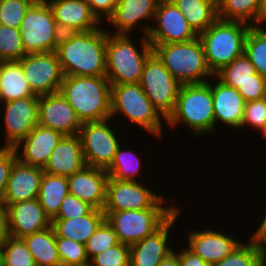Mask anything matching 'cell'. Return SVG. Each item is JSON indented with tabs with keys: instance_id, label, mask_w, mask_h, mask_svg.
<instances>
[{
	"instance_id": "cell-1",
	"label": "cell",
	"mask_w": 266,
	"mask_h": 266,
	"mask_svg": "<svg viewBox=\"0 0 266 266\" xmlns=\"http://www.w3.org/2000/svg\"><path fill=\"white\" fill-rule=\"evenodd\" d=\"M107 31L98 27L61 35L56 54L64 76H106Z\"/></svg>"
},
{
	"instance_id": "cell-2",
	"label": "cell",
	"mask_w": 266,
	"mask_h": 266,
	"mask_svg": "<svg viewBox=\"0 0 266 266\" xmlns=\"http://www.w3.org/2000/svg\"><path fill=\"white\" fill-rule=\"evenodd\" d=\"M59 92L81 123L111 118V84L106 76H64Z\"/></svg>"
},
{
	"instance_id": "cell-3",
	"label": "cell",
	"mask_w": 266,
	"mask_h": 266,
	"mask_svg": "<svg viewBox=\"0 0 266 266\" xmlns=\"http://www.w3.org/2000/svg\"><path fill=\"white\" fill-rule=\"evenodd\" d=\"M140 46L138 51L127 34L107 32L106 77L111 85L140 83L145 61L153 52L147 36Z\"/></svg>"
},
{
	"instance_id": "cell-4",
	"label": "cell",
	"mask_w": 266,
	"mask_h": 266,
	"mask_svg": "<svg viewBox=\"0 0 266 266\" xmlns=\"http://www.w3.org/2000/svg\"><path fill=\"white\" fill-rule=\"evenodd\" d=\"M211 82L181 85L173 113L166 120L170 127L186 125L200 136L215 130Z\"/></svg>"
},
{
	"instance_id": "cell-5",
	"label": "cell",
	"mask_w": 266,
	"mask_h": 266,
	"mask_svg": "<svg viewBox=\"0 0 266 266\" xmlns=\"http://www.w3.org/2000/svg\"><path fill=\"white\" fill-rule=\"evenodd\" d=\"M252 24L218 18L199 34L207 65L213 74L244 54L246 37Z\"/></svg>"
},
{
	"instance_id": "cell-6",
	"label": "cell",
	"mask_w": 266,
	"mask_h": 266,
	"mask_svg": "<svg viewBox=\"0 0 266 266\" xmlns=\"http://www.w3.org/2000/svg\"><path fill=\"white\" fill-rule=\"evenodd\" d=\"M151 45L164 66L181 85L206 83L208 80L205 78L211 79L214 76L207 65L199 37L187 42Z\"/></svg>"
},
{
	"instance_id": "cell-7",
	"label": "cell",
	"mask_w": 266,
	"mask_h": 266,
	"mask_svg": "<svg viewBox=\"0 0 266 266\" xmlns=\"http://www.w3.org/2000/svg\"><path fill=\"white\" fill-rule=\"evenodd\" d=\"M163 196L149 209L104 212L119 243L132 245L155 232L178 207L164 206ZM164 206V207H163Z\"/></svg>"
},
{
	"instance_id": "cell-8",
	"label": "cell",
	"mask_w": 266,
	"mask_h": 266,
	"mask_svg": "<svg viewBox=\"0 0 266 266\" xmlns=\"http://www.w3.org/2000/svg\"><path fill=\"white\" fill-rule=\"evenodd\" d=\"M117 113H123L133 124L157 138L163 134L162 116L139 83L111 85V119Z\"/></svg>"
},
{
	"instance_id": "cell-9",
	"label": "cell",
	"mask_w": 266,
	"mask_h": 266,
	"mask_svg": "<svg viewBox=\"0 0 266 266\" xmlns=\"http://www.w3.org/2000/svg\"><path fill=\"white\" fill-rule=\"evenodd\" d=\"M26 54L56 51L62 33L47 0H35L19 27Z\"/></svg>"
},
{
	"instance_id": "cell-10",
	"label": "cell",
	"mask_w": 266,
	"mask_h": 266,
	"mask_svg": "<svg viewBox=\"0 0 266 266\" xmlns=\"http://www.w3.org/2000/svg\"><path fill=\"white\" fill-rule=\"evenodd\" d=\"M140 86L164 120L173 113L181 84L153 51L143 66Z\"/></svg>"
},
{
	"instance_id": "cell-11",
	"label": "cell",
	"mask_w": 266,
	"mask_h": 266,
	"mask_svg": "<svg viewBox=\"0 0 266 266\" xmlns=\"http://www.w3.org/2000/svg\"><path fill=\"white\" fill-rule=\"evenodd\" d=\"M110 120L82 123L79 136L87 166L106 170L111 165L120 142L108 126Z\"/></svg>"
},
{
	"instance_id": "cell-12",
	"label": "cell",
	"mask_w": 266,
	"mask_h": 266,
	"mask_svg": "<svg viewBox=\"0 0 266 266\" xmlns=\"http://www.w3.org/2000/svg\"><path fill=\"white\" fill-rule=\"evenodd\" d=\"M154 20L155 27L144 25L141 29L151 44L187 42L199 36L171 0L159 2Z\"/></svg>"
},
{
	"instance_id": "cell-13",
	"label": "cell",
	"mask_w": 266,
	"mask_h": 266,
	"mask_svg": "<svg viewBox=\"0 0 266 266\" xmlns=\"http://www.w3.org/2000/svg\"><path fill=\"white\" fill-rule=\"evenodd\" d=\"M32 92L47 95L59 92L64 74L56 51L26 54L19 60Z\"/></svg>"
},
{
	"instance_id": "cell-14",
	"label": "cell",
	"mask_w": 266,
	"mask_h": 266,
	"mask_svg": "<svg viewBox=\"0 0 266 266\" xmlns=\"http://www.w3.org/2000/svg\"><path fill=\"white\" fill-rule=\"evenodd\" d=\"M161 196L139 181H118L108 177L103 212L144 210L151 208Z\"/></svg>"
},
{
	"instance_id": "cell-15",
	"label": "cell",
	"mask_w": 266,
	"mask_h": 266,
	"mask_svg": "<svg viewBox=\"0 0 266 266\" xmlns=\"http://www.w3.org/2000/svg\"><path fill=\"white\" fill-rule=\"evenodd\" d=\"M38 125L66 136L79 134L82 123L65 97L55 92L38 97Z\"/></svg>"
},
{
	"instance_id": "cell-16",
	"label": "cell",
	"mask_w": 266,
	"mask_h": 266,
	"mask_svg": "<svg viewBox=\"0 0 266 266\" xmlns=\"http://www.w3.org/2000/svg\"><path fill=\"white\" fill-rule=\"evenodd\" d=\"M6 144L16 147L38 125V97L3 102Z\"/></svg>"
},
{
	"instance_id": "cell-17",
	"label": "cell",
	"mask_w": 266,
	"mask_h": 266,
	"mask_svg": "<svg viewBox=\"0 0 266 266\" xmlns=\"http://www.w3.org/2000/svg\"><path fill=\"white\" fill-rule=\"evenodd\" d=\"M177 210L151 235L130 245V266H158L173 252L168 246V234L180 215Z\"/></svg>"
},
{
	"instance_id": "cell-18",
	"label": "cell",
	"mask_w": 266,
	"mask_h": 266,
	"mask_svg": "<svg viewBox=\"0 0 266 266\" xmlns=\"http://www.w3.org/2000/svg\"><path fill=\"white\" fill-rule=\"evenodd\" d=\"M9 236L23 238L51 226L38 199L26 200L6 206Z\"/></svg>"
},
{
	"instance_id": "cell-19",
	"label": "cell",
	"mask_w": 266,
	"mask_h": 266,
	"mask_svg": "<svg viewBox=\"0 0 266 266\" xmlns=\"http://www.w3.org/2000/svg\"><path fill=\"white\" fill-rule=\"evenodd\" d=\"M47 3L62 34L90 31L100 25L86 0H48Z\"/></svg>"
},
{
	"instance_id": "cell-20",
	"label": "cell",
	"mask_w": 266,
	"mask_h": 266,
	"mask_svg": "<svg viewBox=\"0 0 266 266\" xmlns=\"http://www.w3.org/2000/svg\"><path fill=\"white\" fill-rule=\"evenodd\" d=\"M44 170L16 159L10 171L2 203L7 206L18 202L37 199Z\"/></svg>"
},
{
	"instance_id": "cell-21",
	"label": "cell",
	"mask_w": 266,
	"mask_h": 266,
	"mask_svg": "<svg viewBox=\"0 0 266 266\" xmlns=\"http://www.w3.org/2000/svg\"><path fill=\"white\" fill-rule=\"evenodd\" d=\"M63 137L64 135L58 131L37 125L14 147L17 159L25 164L44 168L54 148ZM20 149L23 152L20 153Z\"/></svg>"
},
{
	"instance_id": "cell-22",
	"label": "cell",
	"mask_w": 266,
	"mask_h": 266,
	"mask_svg": "<svg viewBox=\"0 0 266 266\" xmlns=\"http://www.w3.org/2000/svg\"><path fill=\"white\" fill-rule=\"evenodd\" d=\"M108 177L105 169L85 166L81 171L67 177L69 193L93 208L102 210Z\"/></svg>"
},
{
	"instance_id": "cell-23",
	"label": "cell",
	"mask_w": 266,
	"mask_h": 266,
	"mask_svg": "<svg viewBox=\"0 0 266 266\" xmlns=\"http://www.w3.org/2000/svg\"><path fill=\"white\" fill-rule=\"evenodd\" d=\"M188 249L210 265L218 263L231 254L242 242H238L220 231H191L188 235Z\"/></svg>"
},
{
	"instance_id": "cell-24",
	"label": "cell",
	"mask_w": 266,
	"mask_h": 266,
	"mask_svg": "<svg viewBox=\"0 0 266 266\" xmlns=\"http://www.w3.org/2000/svg\"><path fill=\"white\" fill-rule=\"evenodd\" d=\"M86 165L79 134L64 136L51 153L44 172L69 177Z\"/></svg>"
},
{
	"instance_id": "cell-25",
	"label": "cell",
	"mask_w": 266,
	"mask_h": 266,
	"mask_svg": "<svg viewBox=\"0 0 266 266\" xmlns=\"http://www.w3.org/2000/svg\"><path fill=\"white\" fill-rule=\"evenodd\" d=\"M160 1L118 0L114 14L108 19L109 24L116 28L114 34L128 35L135 26L141 25L140 21L154 19Z\"/></svg>"
},
{
	"instance_id": "cell-26",
	"label": "cell",
	"mask_w": 266,
	"mask_h": 266,
	"mask_svg": "<svg viewBox=\"0 0 266 266\" xmlns=\"http://www.w3.org/2000/svg\"><path fill=\"white\" fill-rule=\"evenodd\" d=\"M212 99L215 125L220 121L227 126L241 129L245 101L238 90L218 80L215 86L212 83Z\"/></svg>"
},
{
	"instance_id": "cell-27",
	"label": "cell",
	"mask_w": 266,
	"mask_h": 266,
	"mask_svg": "<svg viewBox=\"0 0 266 266\" xmlns=\"http://www.w3.org/2000/svg\"><path fill=\"white\" fill-rule=\"evenodd\" d=\"M105 220L103 210L93 208L87 215L70 219H52L55 235L85 245L90 236Z\"/></svg>"
},
{
	"instance_id": "cell-28",
	"label": "cell",
	"mask_w": 266,
	"mask_h": 266,
	"mask_svg": "<svg viewBox=\"0 0 266 266\" xmlns=\"http://www.w3.org/2000/svg\"><path fill=\"white\" fill-rule=\"evenodd\" d=\"M0 88L4 102L39 97L29 87L19 61L0 62Z\"/></svg>"
},
{
	"instance_id": "cell-29",
	"label": "cell",
	"mask_w": 266,
	"mask_h": 266,
	"mask_svg": "<svg viewBox=\"0 0 266 266\" xmlns=\"http://www.w3.org/2000/svg\"><path fill=\"white\" fill-rule=\"evenodd\" d=\"M199 35L218 19L217 0H171Z\"/></svg>"
},
{
	"instance_id": "cell-30",
	"label": "cell",
	"mask_w": 266,
	"mask_h": 266,
	"mask_svg": "<svg viewBox=\"0 0 266 266\" xmlns=\"http://www.w3.org/2000/svg\"><path fill=\"white\" fill-rule=\"evenodd\" d=\"M217 14L222 20L254 21L252 26H259L263 24V0H217Z\"/></svg>"
},
{
	"instance_id": "cell-31",
	"label": "cell",
	"mask_w": 266,
	"mask_h": 266,
	"mask_svg": "<svg viewBox=\"0 0 266 266\" xmlns=\"http://www.w3.org/2000/svg\"><path fill=\"white\" fill-rule=\"evenodd\" d=\"M67 194H69L67 177L43 173L37 199L51 220L58 214Z\"/></svg>"
},
{
	"instance_id": "cell-32",
	"label": "cell",
	"mask_w": 266,
	"mask_h": 266,
	"mask_svg": "<svg viewBox=\"0 0 266 266\" xmlns=\"http://www.w3.org/2000/svg\"><path fill=\"white\" fill-rule=\"evenodd\" d=\"M22 239L37 266H53L61 263L56 245V235L52 226Z\"/></svg>"
},
{
	"instance_id": "cell-33",
	"label": "cell",
	"mask_w": 266,
	"mask_h": 266,
	"mask_svg": "<svg viewBox=\"0 0 266 266\" xmlns=\"http://www.w3.org/2000/svg\"><path fill=\"white\" fill-rule=\"evenodd\" d=\"M256 69L245 54L234 59L230 64L223 66L214 74L213 78L226 86L237 89L250 80H256Z\"/></svg>"
},
{
	"instance_id": "cell-34",
	"label": "cell",
	"mask_w": 266,
	"mask_h": 266,
	"mask_svg": "<svg viewBox=\"0 0 266 266\" xmlns=\"http://www.w3.org/2000/svg\"><path fill=\"white\" fill-rule=\"evenodd\" d=\"M244 54L255 66L256 72L266 78V30L260 25L250 27Z\"/></svg>"
},
{
	"instance_id": "cell-35",
	"label": "cell",
	"mask_w": 266,
	"mask_h": 266,
	"mask_svg": "<svg viewBox=\"0 0 266 266\" xmlns=\"http://www.w3.org/2000/svg\"><path fill=\"white\" fill-rule=\"evenodd\" d=\"M121 149V146L117 148L111 165L106 169L108 176L118 181H137L142 165L140 158L134 156L135 153L131 150Z\"/></svg>"
},
{
	"instance_id": "cell-36",
	"label": "cell",
	"mask_w": 266,
	"mask_h": 266,
	"mask_svg": "<svg viewBox=\"0 0 266 266\" xmlns=\"http://www.w3.org/2000/svg\"><path fill=\"white\" fill-rule=\"evenodd\" d=\"M0 266H37L22 238L9 236L1 246Z\"/></svg>"
},
{
	"instance_id": "cell-37",
	"label": "cell",
	"mask_w": 266,
	"mask_h": 266,
	"mask_svg": "<svg viewBox=\"0 0 266 266\" xmlns=\"http://www.w3.org/2000/svg\"><path fill=\"white\" fill-rule=\"evenodd\" d=\"M25 55L19 29L0 25V62L19 61Z\"/></svg>"
},
{
	"instance_id": "cell-38",
	"label": "cell",
	"mask_w": 266,
	"mask_h": 266,
	"mask_svg": "<svg viewBox=\"0 0 266 266\" xmlns=\"http://www.w3.org/2000/svg\"><path fill=\"white\" fill-rule=\"evenodd\" d=\"M60 262L67 266H89L85 245L68 238L56 236Z\"/></svg>"
},
{
	"instance_id": "cell-39",
	"label": "cell",
	"mask_w": 266,
	"mask_h": 266,
	"mask_svg": "<svg viewBox=\"0 0 266 266\" xmlns=\"http://www.w3.org/2000/svg\"><path fill=\"white\" fill-rule=\"evenodd\" d=\"M117 244H119L117 234L104 220L85 243L87 257L91 260L97 254Z\"/></svg>"
},
{
	"instance_id": "cell-40",
	"label": "cell",
	"mask_w": 266,
	"mask_h": 266,
	"mask_svg": "<svg viewBox=\"0 0 266 266\" xmlns=\"http://www.w3.org/2000/svg\"><path fill=\"white\" fill-rule=\"evenodd\" d=\"M264 256L251 240L241 243L231 254L211 266H255Z\"/></svg>"
},
{
	"instance_id": "cell-41",
	"label": "cell",
	"mask_w": 266,
	"mask_h": 266,
	"mask_svg": "<svg viewBox=\"0 0 266 266\" xmlns=\"http://www.w3.org/2000/svg\"><path fill=\"white\" fill-rule=\"evenodd\" d=\"M35 0H0V25L19 29L27 9Z\"/></svg>"
},
{
	"instance_id": "cell-42",
	"label": "cell",
	"mask_w": 266,
	"mask_h": 266,
	"mask_svg": "<svg viewBox=\"0 0 266 266\" xmlns=\"http://www.w3.org/2000/svg\"><path fill=\"white\" fill-rule=\"evenodd\" d=\"M89 266H130V245L119 243L90 260Z\"/></svg>"
},
{
	"instance_id": "cell-43",
	"label": "cell",
	"mask_w": 266,
	"mask_h": 266,
	"mask_svg": "<svg viewBox=\"0 0 266 266\" xmlns=\"http://www.w3.org/2000/svg\"><path fill=\"white\" fill-rule=\"evenodd\" d=\"M266 123V97L260 100L247 101L244 104L241 128L250 125L261 131Z\"/></svg>"
},
{
	"instance_id": "cell-44",
	"label": "cell",
	"mask_w": 266,
	"mask_h": 266,
	"mask_svg": "<svg viewBox=\"0 0 266 266\" xmlns=\"http://www.w3.org/2000/svg\"><path fill=\"white\" fill-rule=\"evenodd\" d=\"M93 207L72 194H67L53 219H70L87 215Z\"/></svg>"
},
{
	"instance_id": "cell-45",
	"label": "cell",
	"mask_w": 266,
	"mask_h": 266,
	"mask_svg": "<svg viewBox=\"0 0 266 266\" xmlns=\"http://www.w3.org/2000/svg\"><path fill=\"white\" fill-rule=\"evenodd\" d=\"M245 102L266 97V78L256 73V80H250L237 88Z\"/></svg>"
},
{
	"instance_id": "cell-46",
	"label": "cell",
	"mask_w": 266,
	"mask_h": 266,
	"mask_svg": "<svg viewBox=\"0 0 266 266\" xmlns=\"http://www.w3.org/2000/svg\"><path fill=\"white\" fill-rule=\"evenodd\" d=\"M17 154L14 148L0 147V202H2L6 184Z\"/></svg>"
},
{
	"instance_id": "cell-47",
	"label": "cell",
	"mask_w": 266,
	"mask_h": 266,
	"mask_svg": "<svg viewBox=\"0 0 266 266\" xmlns=\"http://www.w3.org/2000/svg\"><path fill=\"white\" fill-rule=\"evenodd\" d=\"M91 12L101 22L104 17L106 21L114 14L118 0H86ZM103 14V15H102Z\"/></svg>"
},
{
	"instance_id": "cell-48",
	"label": "cell",
	"mask_w": 266,
	"mask_h": 266,
	"mask_svg": "<svg viewBox=\"0 0 266 266\" xmlns=\"http://www.w3.org/2000/svg\"><path fill=\"white\" fill-rule=\"evenodd\" d=\"M176 254L178 255L180 266H211L188 248H184V251H179Z\"/></svg>"
},
{
	"instance_id": "cell-49",
	"label": "cell",
	"mask_w": 266,
	"mask_h": 266,
	"mask_svg": "<svg viewBox=\"0 0 266 266\" xmlns=\"http://www.w3.org/2000/svg\"><path fill=\"white\" fill-rule=\"evenodd\" d=\"M251 240L255 243V246L260 250L262 255L266 257V216L260 224V227L251 235Z\"/></svg>"
},
{
	"instance_id": "cell-50",
	"label": "cell",
	"mask_w": 266,
	"mask_h": 266,
	"mask_svg": "<svg viewBox=\"0 0 266 266\" xmlns=\"http://www.w3.org/2000/svg\"><path fill=\"white\" fill-rule=\"evenodd\" d=\"M9 237L8 219L6 206L0 202V246H2Z\"/></svg>"
},
{
	"instance_id": "cell-51",
	"label": "cell",
	"mask_w": 266,
	"mask_h": 266,
	"mask_svg": "<svg viewBox=\"0 0 266 266\" xmlns=\"http://www.w3.org/2000/svg\"><path fill=\"white\" fill-rule=\"evenodd\" d=\"M158 266H180L178 255L173 251Z\"/></svg>"
},
{
	"instance_id": "cell-52",
	"label": "cell",
	"mask_w": 266,
	"mask_h": 266,
	"mask_svg": "<svg viewBox=\"0 0 266 266\" xmlns=\"http://www.w3.org/2000/svg\"><path fill=\"white\" fill-rule=\"evenodd\" d=\"M266 22V0H263V24Z\"/></svg>"
},
{
	"instance_id": "cell-53",
	"label": "cell",
	"mask_w": 266,
	"mask_h": 266,
	"mask_svg": "<svg viewBox=\"0 0 266 266\" xmlns=\"http://www.w3.org/2000/svg\"><path fill=\"white\" fill-rule=\"evenodd\" d=\"M266 257H263L255 266H266Z\"/></svg>"
},
{
	"instance_id": "cell-54",
	"label": "cell",
	"mask_w": 266,
	"mask_h": 266,
	"mask_svg": "<svg viewBox=\"0 0 266 266\" xmlns=\"http://www.w3.org/2000/svg\"><path fill=\"white\" fill-rule=\"evenodd\" d=\"M262 136L266 138V123L264 127L261 129Z\"/></svg>"
},
{
	"instance_id": "cell-55",
	"label": "cell",
	"mask_w": 266,
	"mask_h": 266,
	"mask_svg": "<svg viewBox=\"0 0 266 266\" xmlns=\"http://www.w3.org/2000/svg\"><path fill=\"white\" fill-rule=\"evenodd\" d=\"M1 101L3 102L4 100H3L2 93H1V88H0V103H1Z\"/></svg>"
},
{
	"instance_id": "cell-56",
	"label": "cell",
	"mask_w": 266,
	"mask_h": 266,
	"mask_svg": "<svg viewBox=\"0 0 266 266\" xmlns=\"http://www.w3.org/2000/svg\"><path fill=\"white\" fill-rule=\"evenodd\" d=\"M53 266H67V265H64V264L60 263V264L53 265Z\"/></svg>"
}]
</instances>
